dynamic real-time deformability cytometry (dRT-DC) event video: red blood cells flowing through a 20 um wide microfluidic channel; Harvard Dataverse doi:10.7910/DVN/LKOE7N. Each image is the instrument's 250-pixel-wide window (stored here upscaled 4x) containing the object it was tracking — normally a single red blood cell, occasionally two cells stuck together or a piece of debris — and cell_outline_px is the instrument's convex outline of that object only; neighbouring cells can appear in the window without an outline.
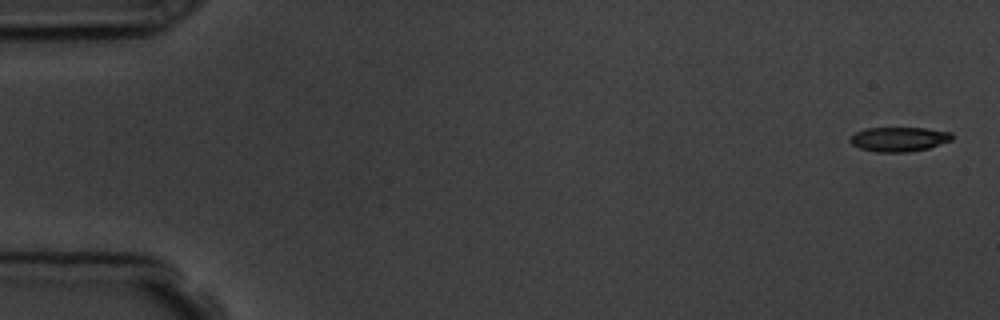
{"species": "common noctule bat (a hibernating species)", "species_latin": "Nyctalus noctula", "temperature_condition": "room temperature", "stored_images_in_passage": 5, "camera_frame_rate_fps": 3000, "um_per_image_px": 0.085, "animal": {"sex": "male", "body_mass_g": 19.5, "forearm_length_mm": 54.6}, "frame": {"image": 1, "passage_image": 1, "time_ms": 0.0, "image_size_px": [1000, 320], "cell_outline_px": [[952, 140], [928, 148], [908, 152], [876, 152], [860, 148], [852, 144], [848, 140], [856, 132], [864, 128], [924, 128], [952, 132]], "centroid_in_image_um": [76.4, 11.83], "position_along_channel_um": 8.6, "area_um2": 14.51}}
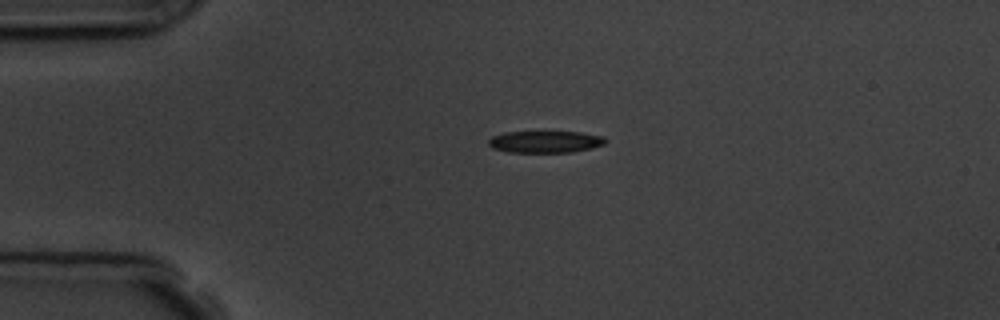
{"frame": {"image": 2, "passage_image": 4, "time_ms": 3.667, "image_size_px": [1000, 320], "cell_outline_px": [[608, 140], [604, 144], [592, 148], [572, 152], [508, 152], [492, 148], [488, 144], [488, 140], [492, 136], [504, 132], [580, 132], [604, 136]], "centroid_in_image_um": [46.35, 12.05], "position_along_channel_um": 38.6, "area_um2": 14.97}}